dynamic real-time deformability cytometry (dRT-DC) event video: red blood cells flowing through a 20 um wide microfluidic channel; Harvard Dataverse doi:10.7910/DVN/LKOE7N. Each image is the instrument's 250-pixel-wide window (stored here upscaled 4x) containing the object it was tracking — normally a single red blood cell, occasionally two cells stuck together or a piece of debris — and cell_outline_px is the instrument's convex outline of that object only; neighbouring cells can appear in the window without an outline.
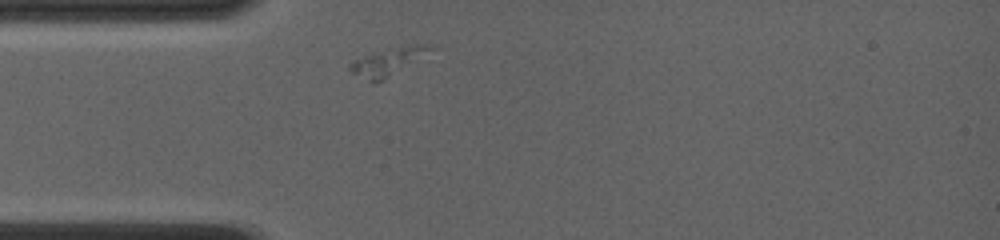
{"species": "common noctule bat (a hibernating species)", "species_latin": "Nyctalus noctula", "temperature_condition": "room temperature", "stored_images_in_passage": 5, "camera_frame_rate_fps": 4000, "um_per_image_px": 0.085, "animal": {"sex": "female", "body_mass_g": 19.0, "forearm_length_mm": 56.7}, "frame": {"image": 1, "passage_image": 1, "time_ms": 0.0, "image_size_px": [1000, 240], "cell_outline_px": [[436, 48], [388, 76], [372, 84], [352, 72], [352, 64], [356, 60], [364, 56], [412, 44], [436, 44]], "centroid_in_image_um": [33.04, 5.23], "position_along_channel_um": 52.0, "area_um2": 11.91}}
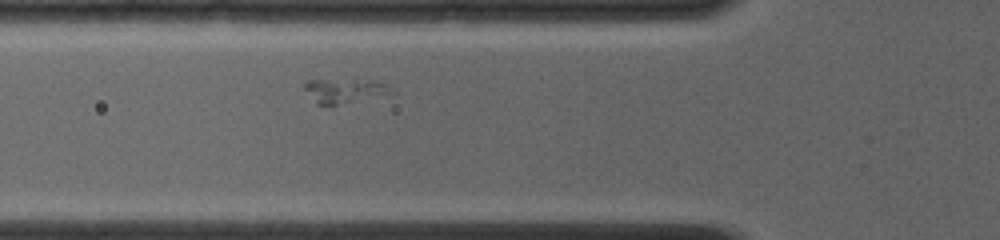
{"frame": {"image": 2, "passage_image": 3, "time_ms": 1.25, "image_size_px": [1000, 240], "cell_outline_px": [[396, 92], [336, 104], [316, 104], [304, 88], [304, 84], [308, 80], [376, 80], [388, 84], [396, 88]], "centroid_in_image_um": [29.35, 7.68], "position_along_channel_um": 96.4, "area_um2": 12.08}}
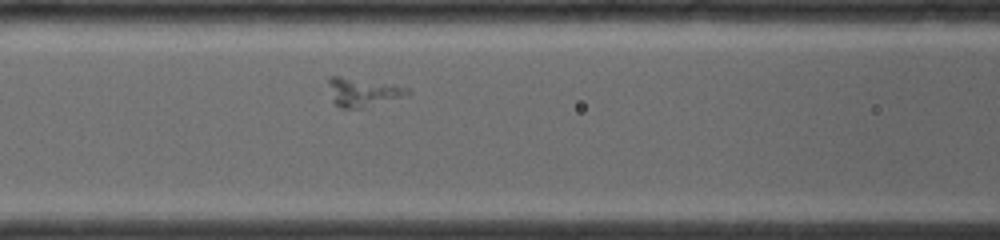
{"frame": {"image": 3, "passage_image": 5, "time_ms": 2.25, "image_size_px": [1000, 240], "cell_outline_px": [[412, 92], [364, 108], [344, 108], [336, 104], [332, 100], [328, 80], [328, 76], [340, 76], [392, 84], [412, 88]], "centroid_in_image_um": [30.82, 7.81], "position_along_channel_um": 135.8, "area_um2": 12.89}}